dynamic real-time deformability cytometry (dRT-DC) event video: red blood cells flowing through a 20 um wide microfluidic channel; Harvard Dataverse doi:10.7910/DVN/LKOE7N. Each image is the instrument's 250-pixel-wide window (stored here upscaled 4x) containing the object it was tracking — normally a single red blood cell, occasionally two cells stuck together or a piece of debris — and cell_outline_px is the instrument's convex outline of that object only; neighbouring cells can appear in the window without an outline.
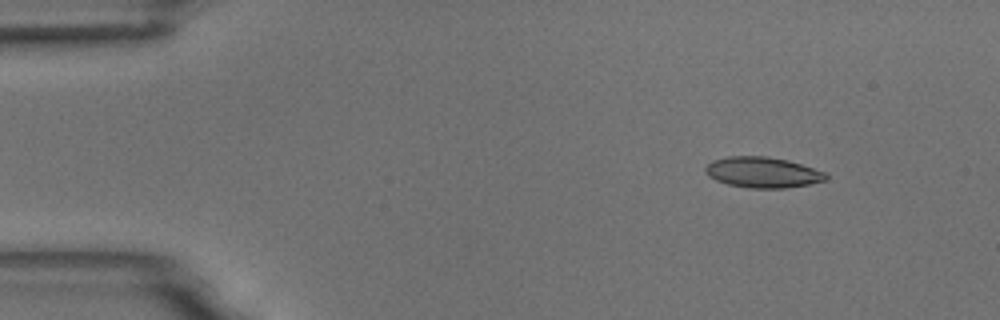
{"species": "common noctule bat (a hibernating species)", "species_latin": "Nyctalus noctula", "temperature_condition": "room temperature", "stored_images_in_passage": 52, "camera_frame_rate_fps": 3000, "um_per_image_px": 0.085, "animal": {"sex": "male", "body_mass_g": 18.8}, "frame": {"image": 1, "passage_image": 4, "time_ms": 1.0, "image_size_px": [1000, 320], "cell_outline_px": [[828, 180], [808, 184], [784, 188], [748, 188], [728, 184], [716, 180], [708, 176], [704, 172], [704, 168], [712, 160], [728, 156], [768, 156], [788, 160], [824, 172], [828, 176]], "centroid_in_image_um": [64.79, 14.65], "position_along_channel_um": 20.2, "area_um2": 21.56}}
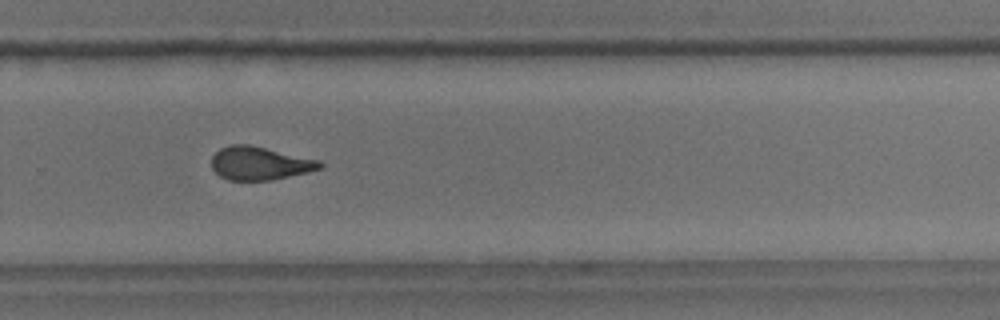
{"frame": {"image": 2, "passage_image": 34, "time_ms": 11.0, "image_size_px": [1000, 320], "cell_outline_px": [[324, 164], [320, 168], [308, 172], [268, 180], [228, 180], [220, 176], [212, 168], [212, 156], [220, 148], [232, 144], [248, 144], [320, 160]], "centroid_in_image_um": [22.06, 13.87], "position_along_channel_um": 307.7, "area_um2": 20.81}}
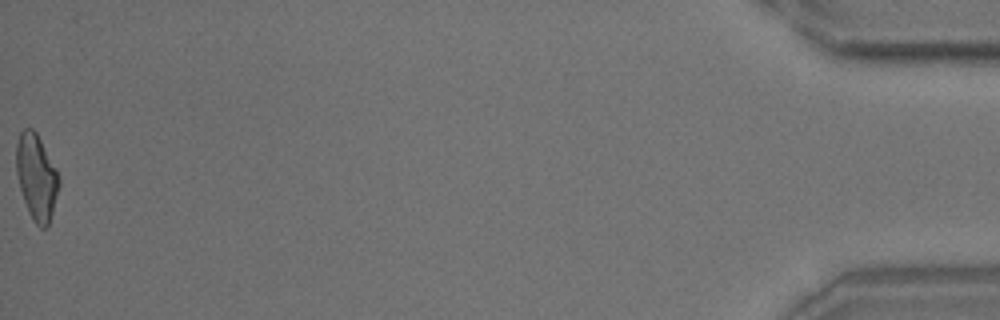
{"frame": {"image": 3, "passage_image": 52, "time_ms": 17.0, "image_size_px": [1000, 320], "cell_outline_px": [[60, 184], [48, 228], [40, 228], [32, 220], [28, 212], [20, 188], [16, 172], [16, 144], [20, 132], [24, 128], [32, 128], [36, 132], [56, 168], [60, 180]], "centroid_in_image_um": [3.1, 15.07], "position_along_channel_um": 432.1, "area_um2": 21.39}, "authors_computed_cell_mechanics": {"area_um2": 21.386, "velocity_mm_per_s": 3.7364, "shape_relaxation_time_tau1_ms": null, "shape_relaxation_time_tau2_ms": 1.6049, "deformation_change_tau1": null, "deformation_change_tau2": 0.0874}}